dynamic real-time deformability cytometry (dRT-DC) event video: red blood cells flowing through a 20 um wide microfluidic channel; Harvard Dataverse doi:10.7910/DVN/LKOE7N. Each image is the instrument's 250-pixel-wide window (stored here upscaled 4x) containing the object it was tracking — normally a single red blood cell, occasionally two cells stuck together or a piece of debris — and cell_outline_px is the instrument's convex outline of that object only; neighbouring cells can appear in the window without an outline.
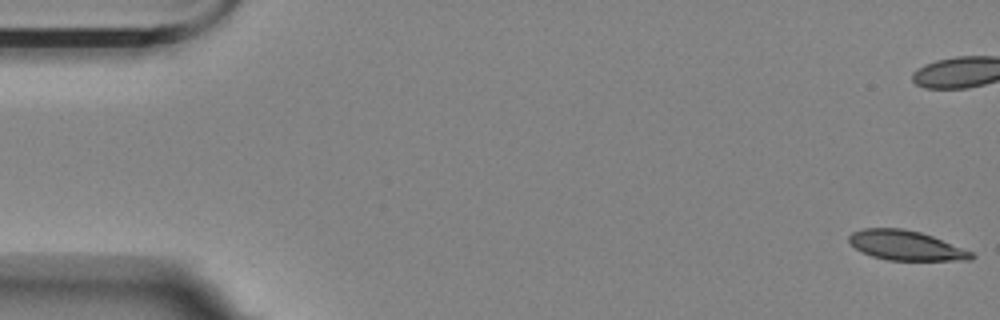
{"species": "Egyptian fruit bat (a non-hibernating species)", "species_latin": "Rousettus aegyptiacus", "temperature_condition": "room temperature", "stored_images_in_passage": 10, "camera_frame_rate_fps": 3000, "um_per_image_px": 0.085, "animal": {"sex": "female"}, "frame": {"image": 1, "passage_image": 1, "time_ms": 0.0, "image_size_px": [1000, 320], "cell_outline_px": [[976, 256], [972, 260], [888, 260], [872, 256], [856, 248], [848, 240], [848, 236], [852, 232], [864, 228], [900, 228], [920, 232], [932, 236], [972, 252]], "centroid_in_image_um": [77.0, 20.86], "position_along_channel_um": 8.0, "area_um2": 20.92}}